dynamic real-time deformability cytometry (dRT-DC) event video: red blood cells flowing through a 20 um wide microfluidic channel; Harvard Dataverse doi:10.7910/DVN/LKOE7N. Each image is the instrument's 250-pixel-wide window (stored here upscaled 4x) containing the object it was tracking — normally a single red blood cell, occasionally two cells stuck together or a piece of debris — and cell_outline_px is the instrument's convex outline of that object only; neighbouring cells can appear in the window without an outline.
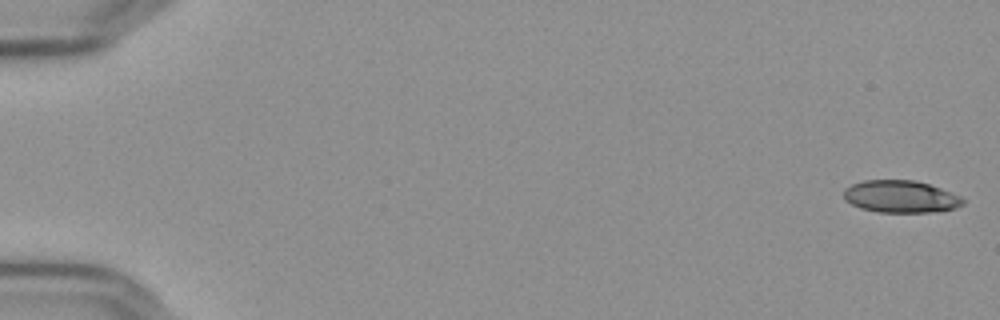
{"species": "Egyptian fruit bat (a non-hibernating species)", "species_latin": "Rousettus aegyptiacus", "temperature_condition": "cold", "stored_images_in_passage": 56, "camera_frame_rate_fps": 3000, "um_per_image_px": 0.085, "frame": {"image": 1, "passage_image": 1, "time_ms": 0.0, "image_size_px": [1000, 320], "cell_outline_px": [[964, 204], [956, 208], [928, 212], [880, 212], [860, 208], [844, 200], [844, 188], [852, 184], [864, 180], [916, 180], [940, 188], [960, 196], [964, 200]], "centroid_in_image_um": [76.53, 16.7], "position_along_channel_um": 8.5, "area_um2": 22.31}}
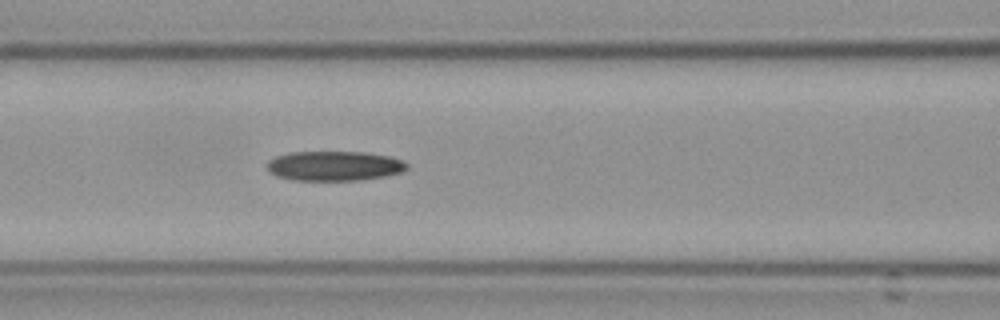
{"frame": {"image": 2, "passage_image": 25, "time_ms": 8.0, "image_size_px": [1000, 320], "cell_outline_px": [[408, 168], [400, 172], [384, 176], [360, 180], [292, 180], [276, 176], [268, 172], [268, 160], [276, 156], [288, 152], [364, 152], [388, 156], [400, 160], [408, 164]], "centroid_in_image_um": [28.37, 14.1], "position_along_channel_um": 138.2, "area_um2": 24.16}}
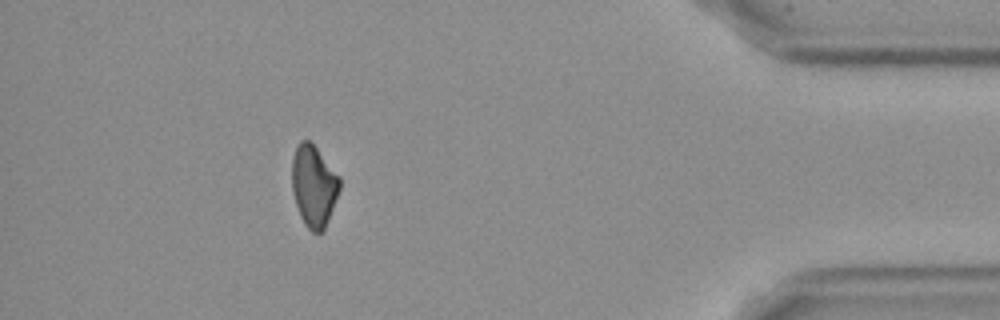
{"frame": {"image": 3, "passage_image": 51, "time_ms": 16.667, "image_size_px": [1000, 320], "cell_outline_px": [[340, 188], [324, 232], [312, 232], [304, 224], [300, 216], [292, 192], [292, 156], [296, 144], [300, 140], [308, 140], [316, 148], [340, 176]], "centroid_in_image_um": [26.66, 15.8], "position_along_channel_um": 408.5, "area_um2": 22.77}, "authors_computed_cell_mechanics": {"area_um2": 23.8136, "velocity_mm_per_s": 3.6369, "shape_relaxation_time_tau1_ms": null, "shape_relaxation_time_tau2_ms": 7.6861, "deformation_change_tau1": null, "deformation_change_tau2": 0.1688}}